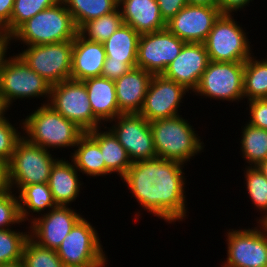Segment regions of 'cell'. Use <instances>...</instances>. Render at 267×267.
I'll list each match as a JSON object with an SVG mask.
<instances>
[{
    "label": "cell",
    "instance_id": "31",
    "mask_svg": "<svg viewBox=\"0 0 267 267\" xmlns=\"http://www.w3.org/2000/svg\"><path fill=\"white\" fill-rule=\"evenodd\" d=\"M123 24L121 11L103 15L83 24L78 33L86 40L103 43Z\"/></svg>",
    "mask_w": 267,
    "mask_h": 267
},
{
    "label": "cell",
    "instance_id": "18",
    "mask_svg": "<svg viewBox=\"0 0 267 267\" xmlns=\"http://www.w3.org/2000/svg\"><path fill=\"white\" fill-rule=\"evenodd\" d=\"M208 63L209 57L204 43H186L162 75L193 92Z\"/></svg>",
    "mask_w": 267,
    "mask_h": 267
},
{
    "label": "cell",
    "instance_id": "38",
    "mask_svg": "<svg viewBox=\"0 0 267 267\" xmlns=\"http://www.w3.org/2000/svg\"><path fill=\"white\" fill-rule=\"evenodd\" d=\"M249 104V124L267 130V98L247 101Z\"/></svg>",
    "mask_w": 267,
    "mask_h": 267
},
{
    "label": "cell",
    "instance_id": "9",
    "mask_svg": "<svg viewBox=\"0 0 267 267\" xmlns=\"http://www.w3.org/2000/svg\"><path fill=\"white\" fill-rule=\"evenodd\" d=\"M98 232L91 222L81 218L64 238L56 252L65 267L108 264Z\"/></svg>",
    "mask_w": 267,
    "mask_h": 267
},
{
    "label": "cell",
    "instance_id": "37",
    "mask_svg": "<svg viewBox=\"0 0 267 267\" xmlns=\"http://www.w3.org/2000/svg\"><path fill=\"white\" fill-rule=\"evenodd\" d=\"M17 129L18 127L15 128L10 123L8 117L0 120V157L7 162L14 153L16 143L23 137Z\"/></svg>",
    "mask_w": 267,
    "mask_h": 267
},
{
    "label": "cell",
    "instance_id": "34",
    "mask_svg": "<svg viewBox=\"0 0 267 267\" xmlns=\"http://www.w3.org/2000/svg\"><path fill=\"white\" fill-rule=\"evenodd\" d=\"M21 261L24 267H65L56 250L42 247L30 237L25 242Z\"/></svg>",
    "mask_w": 267,
    "mask_h": 267
},
{
    "label": "cell",
    "instance_id": "45",
    "mask_svg": "<svg viewBox=\"0 0 267 267\" xmlns=\"http://www.w3.org/2000/svg\"><path fill=\"white\" fill-rule=\"evenodd\" d=\"M186 1L187 4L190 5L217 7V0H186Z\"/></svg>",
    "mask_w": 267,
    "mask_h": 267
},
{
    "label": "cell",
    "instance_id": "24",
    "mask_svg": "<svg viewBox=\"0 0 267 267\" xmlns=\"http://www.w3.org/2000/svg\"><path fill=\"white\" fill-rule=\"evenodd\" d=\"M103 129L108 131H102L101 127L94 130H90L87 133L98 143L103 159L105 161V175H111L117 173L120 179H122L132 162L125 150V148L119 143L117 137L103 124ZM100 130V131H99Z\"/></svg>",
    "mask_w": 267,
    "mask_h": 267
},
{
    "label": "cell",
    "instance_id": "29",
    "mask_svg": "<svg viewBox=\"0 0 267 267\" xmlns=\"http://www.w3.org/2000/svg\"><path fill=\"white\" fill-rule=\"evenodd\" d=\"M243 91L248 101L267 98V58L259 60L252 54L245 62Z\"/></svg>",
    "mask_w": 267,
    "mask_h": 267
},
{
    "label": "cell",
    "instance_id": "8",
    "mask_svg": "<svg viewBox=\"0 0 267 267\" xmlns=\"http://www.w3.org/2000/svg\"><path fill=\"white\" fill-rule=\"evenodd\" d=\"M73 40L32 45L17 53L22 61L51 86L71 79Z\"/></svg>",
    "mask_w": 267,
    "mask_h": 267
},
{
    "label": "cell",
    "instance_id": "39",
    "mask_svg": "<svg viewBox=\"0 0 267 267\" xmlns=\"http://www.w3.org/2000/svg\"><path fill=\"white\" fill-rule=\"evenodd\" d=\"M135 67H137V64H126L121 61H105L101 77L115 81Z\"/></svg>",
    "mask_w": 267,
    "mask_h": 267
},
{
    "label": "cell",
    "instance_id": "25",
    "mask_svg": "<svg viewBox=\"0 0 267 267\" xmlns=\"http://www.w3.org/2000/svg\"><path fill=\"white\" fill-rule=\"evenodd\" d=\"M140 34L131 26L122 24L106 41L103 42L105 61H121L137 64V50Z\"/></svg>",
    "mask_w": 267,
    "mask_h": 267
},
{
    "label": "cell",
    "instance_id": "47",
    "mask_svg": "<svg viewBox=\"0 0 267 267\" xmlns=\"http://www.w3.org/2000/svg\"><path fill=\"white\" fill-rule=\"evenodd\" d=\"M257 167L262 172V174L267 178V159L261 162Z\"/></svg>",
    "mask_w": 267,
    "mask_h": 267
},
{
    "label": "cell",
    "instance_id": "6",
    "mask_svg": "<svg viewBox=\"0 0 267 267\" xmlns=\"http://www.w3.org/2000/svg\"><path fill=\"white\" fill-rule=\"evenodd\" d=\"M245 31L232 14H221L204 42L209 61L246 62L254 53Z\"/></svg>",
    "mask_w": 267,
    "mask_h": 267
},
{
    "label": "cell",
    "instance_id": "30",
    "mask_svg": "<svg viewBox=\"0 0 267 267\" xmlns=\"http://www.w3.org/2000/svg\"><path fill=\"white\" fill-rule=\"evenodd\" d=\"M241 151L249 167H257L267 159V130L247 123L241 132Z\"/></svg>",
    "mask_w": 267,
    "mask_h": 267
},
{
    "label": "cell",
    "instance_id": "22",
    "mask_svg": "<svg viewBox=\"0 0 267 267\" xmlns=\"http://www.w3.org/2000/svg\"><path fill=\"white\" fill-rule=\"evenodd\" d=\"M78 176L72 160L69 162L60 158L54 163L47 183L56 205L68 206L79 197L83 183Z\"/></svg>",
    "mask_w": 267,
    "mask_h": 267
},
{
    "label": "cell",
    "instance_id": "49",
    "mask_svg": "<svg viewBox=\"0 0 267 267\" xmlns=\"http://www.w3.org/2000/svg\"><path fill=\"white\" fill-rule=\"evenodd\" d=\"M105 265H107V264H95V265L84 266V267H106Z\"/></svg>",
    "mask_w": 267,
    "mask_h": 267
},
{
    "label": "cell",
    "instance_id": "7",
    "mask_svg": "<svg viewBox=\"0 0 267 267\" xmlns=\"http://www.w3.org/2000/svg\"><path fill=\"white\" fill-rule=\"evenodd\" d=\"M50 92L51 85L17 54L8 57L0 71V95L8 109L15 100L23 98L47 97L45 104H48Z\"/></svg>",
    "mask_w": 267,
    "mask_h": 267
},
{
    "label": "cell",
    "instance_id": "13",
    "mask_svg": "<svg viewBox=\"0 0 267 267\" xmlns=\"http://www.w3.org/2000/svg\"><path fill=\"white\" fill-rule=\"evenodd\" d=\"M186 42L172 34L167 28L141 34L137 50V67L162 75L167 66L180 54Z\"/></svg>",
    "mask_w": 267,
    "mask_h": 267
},
{
    "label": "cell",
    "instance_id": "14",
    "mask_svg": "<svg viewBox=\"0 0 267 267\" xmlns=\"http://www.w3.org/2000/svg\"><path fill=\"white\" fill-rule=\"evenodd\" d=\"M115 123H114V122ZM109 129L125 148L132 163L157 157L150 122L139 114H121Z\"/></svg>",
    "mask_w": 267,
    "mask_h": 267
},
{
    "label": "cell",
    "instance_id": "36",
    "mask_svg": "<svg viewBox=\"0 0 267 267\" xmlns=\"http://www.w3.org/2000/svg\"><path fill=\"white\" fill-rule=\"evenodd\" d=\"M13 192L0 194V229H10L11 225L22 223L18 197Z\"/></svg>",
    "mask_w": 267,
    "mask_h": 267
},
{
    "label": "cell",
    "instance_id": "26",
    "mask_svg": "<svg viewBox=\"0 0 267 267\" xmlns=\"http://www.w3.org/2000/svg\"><path fill=\"white\" fill-rule=\"evenodd\" d=\"M75 147L77 149L71 153V159L79 173L90 177H103L105 175V161L98 143L85 132Z\"/></svg>",
    "mask_w": 267,
    "mask_h": 267
},
{
    "label": "cell",
    "instance_id": "16",
    "mask_svg": "<svg viewBox=\"0 0 267 267\" xmlns=\"http://www.w3.org/2000/svg\"><path fill=\"white\" fill-rule=\"evenodd\" d=\"M82 217L72 207L57 205L39 217L31 216L29 237L42 247L57 250Z\"/></svg>",
    "mask_w": 267,
    "mask_h": 267
},
{
    "label": "cell",
    "instance_id": "4",
    "mask_svg": "<svg viewBox=\"0 0 267 267\" xmlns=\"http://www.w3.org/2000/svg\"><path fill=\"white\" fill-rule=\"evenodd\" d=\"M78 29L64 2L59 0L52 7L37 13L24 22L13 34L12 40H20L26 46L74 40Z\"/></svg>",
    "mask_w": 267,
    "mask_h": 267
},
{
    "label": "cell",
    "instance_id": "33",
    "mask_svg": "<svg viewBox=\"0 0 267 267\" xmlns=\"http://www.w3.org/2000/svg\"><path fill=\"white\" fill-rule=\"evenodd\" d=\"M28 238L29 231L17 232L13 228L0 229V265L21 261L23 248Z\"/></svg>",
    "mask_w": 267,
    "mask_h": 267
},
{
    "label": "cell",
    "instance_id": "42",
    "mask_svg": "<svg viewBox=\"0 0 267 267\" xmlns=\"http://www.w3.org/2000/svg\"><path fill=\"white\" fill-rule=\"evenodd\" d=\"M14 0H0V27L10 34V19L13 11Z\"/></svg>",
    "mask_w": 267,
    "mask_h": 267
},
{
    "label": "cell",
    "instance_id": "2",
    "mask_svg": "<svg viewBox=\"0 0 267 267\" xmlns=\"http://www.w3.org/2000/svg\"><path fill=\"white\" fill-rule=\"evenodd\" d=\"M33 111L20 123L21 130L25 131L23 137L31 144L49 151L51 148L72 149L85 133L76 123L66 119L48 104H41Z\"/></svg>",
    "mask_w": 267,
    "mask_h": 267
},
{
    "label": "cell",
    "instance_id": "35",
    "mask_svg": "<svg viewBox=\"0 0 267 267\" xmlns=\"http://www.w3.org/2000/svg\"><path fill=\"white\" fill-rule=\"evenodd\" d=\"M59 0H14L10 19V35L24 22L46 8L52 7Z\"/></svg>",
    "mask_w": 267,
    "mask_h": 267
},
{
    "label": "cell",
    "instance_id": "50",
    "mask_svg": "<svg viewBox=\"0 0 267 267\" xmlns=\"http://www.w3.org/2000/svg\"><path fill=\"white\" fill-rule=\"evenodd\" d=\"M4 33V30L2 27H0V36Z\"/></svg>",
    "mask_w": 267,
    "mask_h": 267
},
{
    "label": "cell",
    "instance_id": "40",
    "mask_svg": "<svg viewBox=\"0 0 267 267\" xmlns=\"http://www.w3.org/2000/svg\"><path fill=\"white\" fill-rule=\"evenodd\" d=\"M157 3L165 22H168L187 5L186 0H157Z\"/></svg>",
    "mask_w": 267,
    "mask_h": 267
},
{
    "label": "cell",
    "instance_id": "23",
    "mask_svg": "<svg viewBox=\"0 0 267 267\" xmlns=\"http://www.w3.org/2000/svg\"><path fill=\"white\" fill-rule=\"evenodd\" d=\"M93 114L104 124L122 113L116 99L115 82L104 77H94L83 81ZM108 121V122H107Z\"/></svg>",
    "mask_w": 267,
    "mask_h": 267
},
{
    "label": "cell",
    "instance_id": "12",
    "mask_svg": "<svg viewBox=\"0 0 267 267\" xmlns=\"http://www.w3.org/2000/svg\"><path fill=\"white\" fill-rule=\"evenodd\" d=\"M258 224L254 229L227 230V260L221 267L266 266L267 226L265 223Z\"/></svg>",
    "mask_w": 267,
    "mask_h": 267
},
{
    "label": "cell",
    "instance_id": "5",
    "mask_svg": "<svg viewBox=\"0 0 267 267\" xmlns=\"http://www.w3.org/2000/svg\"><path fill=\"white\" fill-rule=\"evenodd\" d=\"M47 149L29 143L22 137L15 146L10 161L9 182L11 190L19 191L23 186L47 183L54 163L59 159Z\"/></svg>",
    "mask_w": 267,
    "mask_h": 267
},
{
    "label": "cell",
    "instance_id": "1",
    "mask_svg": "<svg viewBox=\"0 0 267 267\" xmlns=\"http://www.w3.org/2000/svg\"><path fill=\"white\" fill-rule=\"evenodd\" d=\"M183 163L156 157L137 161L122 180L144 210L166 223L186 218V179Z\"/></svg>",
    "mask_w": 267,
    "mask_h": 267
},
{
    "label": "cell",
    "instance_id": "21",
    "mask_svg": "<svg viewBox=\"0 0 267 267\" xmlns=\"http://www.w3.org/2000/svg\"><path fill=\"white\" fill-rule=\"evenodd\" d=\"M123 23L140 35L166 28L157 0H119Z\"/></svg>",
    "mask_w": 267,
    "mask_h": 267
},
{
    "label": "cell",
    "instance_id": "10",
    "mask_svg": "<svg viewBox=\"0 0 267 267\" xmlns=\"http://www.w3.org/2000/svg\"><path fill=\"white\" fill-rule=\"evenodd\" d=\"M48 105L85 132L103 128V123L93 114L83 81L69 79L52 85Z\"/></svg>",
    "mask_w": 267,
    "mask_h": 267
},
{
    "label": "cell",
    "instance_id": "15",
    "mask_svg": "<svg viewBox=\"0 0 267 267\" xmlns=\"http://www.w3.org/2000/svg\"><path fill=\"white\" fill-rule=\"evenodd\" d=\"M187 92L182 84L163 75H153L139 115L149 122L180 115L181 99Z\"/></svg>",
    "mask_w": 267,
    "mask_h": 267
},
{
    "label": "cell",
    "instance_id": "41",
    "mask_svg": "<svg viewBox=\"0 0 267 267\" xmlns=\"http://www.w3.org/2000/svg\"><path fill=\"white\" fill-rule=\"evenodd\" d=\"M253 0H217V7L220 10L221 14H234L241 9L246 8L248 4ZM240 9V10H239Z\"/></svg>",
    "mask_w": 267,
    "mask_h": 267
},
{
    "label": "cell",
    "instance_id": "17",
    "mask_svg": "<svg viewBox=\"0 0 267 267\" xmlns=\"http://www.w3.org/2000/svg\"><path fill=\"white\" fill-rule=\"evenodd\" d=\"M220 15L218 7L187 4L166 22V28L186 43H204Z\"/></svg>",
    "mask_w": 267,
    "mask_h": 267
},
{
    "label": "cell",
    "instance_id": "43",
    "mask_svg": "<svg viewBox=\"0 0 267 267\" xmlns=\"http://www.w3.org/2000/svg\"><path fill=\"white\" fill-rule=\"evenodd\" d=\"M11 191L8 162L0 157V194Z\"/></svg>",
    "mask_w": 267,
    "mask_h": 267
},
{
    "label": "cell",
    "instance_id": "44",
    "mask_svg": "<svg viewBox=\"0 0 267 267\" xmlns=\"http://www.w3.org/2000/svg\"><path fill=\"white\" fill-rule=\"evenodd\" d=\"M11 41H13L12 35L7 34L6 32H4L0 36V71L3 69L4 63L8 59L6 57L7 56L6 54H7V50L9 49L8 46L11 45Z\"/></svg>",
    "mask_w": 267,
    "mask_h": 267
},
{
    "label": "cell",
    "instance_id": "46",
    "mask_svg": "<svg viewBox=\"0 0 267 267\" xmlns=\"http://www.w3.org/2000/svg\"><path fill=\"white\" fill-rule=\"evenodd\" d=\"M7 110H8V108L5 105V103L2 100V97L0 95V120L5 117V114H6Z\"/></svg>",
    "mask_w": 267,
    "mask_h": 267
},
{
    "label": "cell",
    "instance_id": "19",
    "mask_svg": "<svg viewBox=\"0 0 267 267\" xmlns=\"http://www.w3.org/2000/svg\"><path fill=\"white\" fill-rule=\"evenodd\" d=\"M105 59L103 43L86 40L78 33L73 40L71 79L101 77Z\"/></svg>",
    "mask_w": 267,
    "mask_h": 267
},
{
    "label": "cell",
    "instance_id": "28",
    "mask_svg": "<svg viewBox=\"0 0 267 267\" xmlns=\"http://www.w3.org/2000/svg\"><path fill=\"white\" fill-rule=\"evenodd\" d=\"M79 29L90 20L114 12L119 0H62Z\"/></svg>",
    "mask_w": 267,
    "mask_h": 267
},
{
    "label": "cell",
    "instance_id": "20",
    "mask_svg": "<svg viewBox=\"0 0 267 267\" xmlns=\"http://www.w3.org/2000/svg\"><path fill=\"white\" fill-rule=\"evenodd\" d=\"M152 76L135 67L114 81L118 108L122 114H139Z\"/></svg>",
    "mask_w": 267,
    "mask_h": 267
},
{
    "label": "cell",
    "instance_id": "3",
    "mask_svg": "<svg viewBox=\"0 0 267 267\" xmlns=\"http://www.w3.org/2000/svg\"><path fill=\"white\" fill-rule=\"evenodd\" d=\"M182 115L150 122L157 157L180 163L190 162L204 149L199 134Z\"/></svg>",
    "mask_w": 267,
    "mask_h": 267
},
{
    "label": "cell",
    "instance_id": "27",
    "mask_svg": "<svg viewBox=\"0 0 267 267\" xmlns=\"http://www.w3.org/2000/svg\"><path fill=\"white\" fill-rule=\"evenodd\" d=\"M18 203L20 210V217L22 222L29 220V216L33 214L48 212L56 205L48 183H36L23 186L19 191ZM48 209V210H46ZM46 210V211H45ZM27 219V220H26Z\"/></svg>",
    "mask_w": 267,
    "mask_h": 267
},
{
    "label": "cell",
    "instance_id": "11",
    "mask_svg": "<svg viewBox=\"0 0 267 267\" xmlns=\"http://www.w3.org/2000/svg\"><path fill=\"white\" fill-rule=\"evenodd\" d=\"M245 62L209 61L201 75L195 95L214 100L241 101L244 98L243 74Z\"/></svg>",
    "mask_w": 267,
    "mask_h": 267
},
{
    "label": "cell",
    "instance_id": "48",
    "mask_svg": "<svg viewBox=\"0 0 267 267\" xmlns=\"http://www.w3.org/2000/svg\"><path fill=\"white\" fill-rule=\"evenodd\" d=\"M0 267H24V265H23L22 261H19V262H15V263L0 265Z\"/></svg>",
    "mask_w": 267,
    "mask_h": 267
},
{
    "label": "cell",
    "instance_id": "32",
    "mask_svg": "<svg viewBox=\"0 0 267 267\" xmlns=\"http://www.w3.org/2000/svg\"><path fill=\"white\" fill-rule=\"evenodd\" d=\"M246 191L250 200L254 203V207L264 211L263 215L257 219V223H265L267 221V178L262 174L258 167H249L244 171Z\"/></svg>",
    "mask_w": 267,
    "mask_h": 267
}]
</instances>
